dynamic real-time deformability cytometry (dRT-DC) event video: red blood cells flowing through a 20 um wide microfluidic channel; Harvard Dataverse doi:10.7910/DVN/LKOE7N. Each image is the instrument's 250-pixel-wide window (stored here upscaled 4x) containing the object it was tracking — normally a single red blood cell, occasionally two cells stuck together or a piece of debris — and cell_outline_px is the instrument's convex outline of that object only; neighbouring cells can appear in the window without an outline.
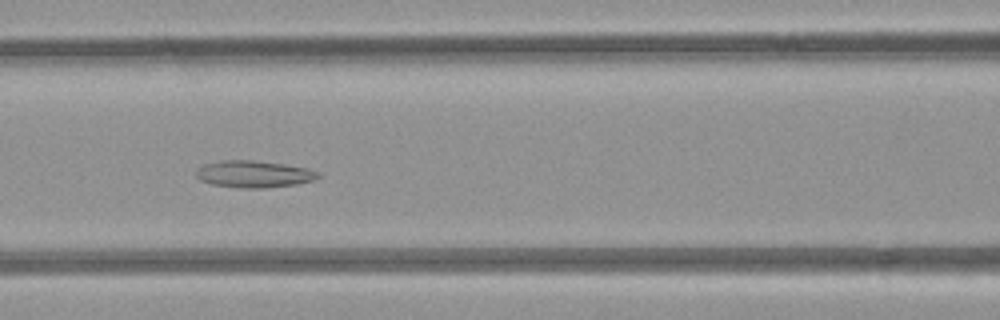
{"species": "common noctule bat (a hibernating species)", "species_latin": "Nyctalus noctula", "temperature_condition": "room temperature", "stored_images_in_passage": 4, "camera_frame_rate_fps": 3000, "um_per_image_px": 0.085, "animal": {"sex": "female", "body_mass_g": 21.9}, "frame": {"image": 1, "passage_image": 4, "time_ms": 3.333, "image_size_px": [1000, 320], "cell_outline_px": [[324, 176], [312, 180], [296, 184], [264, 188], [240, 188], [212, 184], [200, 180], [196, 176], [196, 172], [204, 164], [220, 160], [252, 160], [284, 164], [308, 168], [320, 172]], "centroid_in_image_um": [21.62, 14.79], "position_along_channel_um": 145.0, "area_um2": 19.19}}